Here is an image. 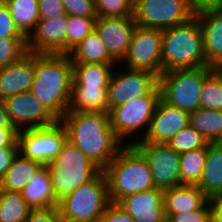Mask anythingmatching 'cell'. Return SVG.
<instances>
[{
    "mask_svg": "<svg viewBox=\"0 0 222 222\" xmlns=\"http://www.w3.org/2000/svg\"><path fill=\"white\" fill-rule=\"evenodd\" d=\"M60 121L67 139L102 170L124 145L110 125L109 113L68 111Z\"/></svg>",
    "mask_w": 222,
    "mask_h": 222,
    "instance_id": "cell-1",
    "label": "cell"
},
{
    "mask_svg": "<svg viewBox=\"0 0 222 222\" xmlns=\"http://www.w3.org/2000/svg\"><path fill=\"white\" fill-rule=\"evenodd\" d=\"M73 66L68 55L35 53V75L30 92L57 120L69 111Z\"/></svg>",
    "mask_w": 222,
    "mask_h": 222,
    "instance_id": "cell-2",
    "label": "cell"
},
{
    "mask_svg": "<svg viewBox=\"0 0 222 222\" xmlns=\"http://www.w3.org/2000/svg\"><path fill=\"white\" fill-rule=\"evenodd\" d=\"M162 73L175 69L208 67L202 29L196 15L162 30Z\"/></svg>",
    "mask_w": 222,
    "mask_h": 222,
    "instance_id": "cell-3",
    "label": "cell"
},
{
    "mask_svg": "<svg viewBox=\"0 0 222 222\" xmlns=\"http://www.w3.org/2000/svg\"><path fill=\"white\" fill-rule=\"evenodd\" d=\"M103 171L113 203L155 187L148 162L134 145L125 144Z\"/></svg>",
    "mask_w": 222,
    "mask_h": 222,
    "instance_id": "cell-4",
    "label": "cell"
},
{
    "mask_svg": "<svg viewBox=\"0 0 222 222\" xmlns=\"http://www.w3.org/2000/svg\"><path fill=\"white\" fill-rule=\"evenodd\" d=\"M56 201L93 180L101 171L87 155L66 139L62 150L46 165Z\"/></svg>",
    "mask_w": 222,
    "mask_h": 222,
    "instance_id": "cell-5",
    "label": "cell"
},
{
    "mask_svg": "<svg viewBox=\"0 0 222 222\" xmlns=\"http://www.w3.org/2000/svg\"><path fill=\"white\" fill-rule=\"evenodd\" d=\"M110 203L108 183L102 170L93 180L59 200L57 209L63 222H100Z\"/></svg>",
    "mask_w": 222,
    "mask_h": 222,
    "instance_id": "cell-6",
    "label": "cell"
},
{
    "mask_svg": "<svg viewBox=\"0 0 222 222\" xmlns=\"http://www.w3.org/2000/svg\"><path fill=\"white\" fill-rule=\"evenodd\" d=\"M210 71L211 67H201L162 73L159 77L160 98L188 113L199 109L203 81Z\"/></svg>",
    "mask_w": 222,
    "mask_h": 222,
    "instance_id": "cell-7",
    "label": "cell"
},
{
    "mask_svg": "<svg viewBox=\"0 0 222 222\" xmlns=\"http://www.w3.org/2000/svg\"><path fill=\"white\" fill-rule=\"evenodd\" d=\"M159 99L160 94L142 95L109 111L110 125L123 144L130 138V134L134 136L142 130L147 133Z\"/></svg>",
    "mask_w": 222,
    "mask_h": 222,
    "instance_id": "cell-8",
    "label": "cell"
},
{
    "mask_svg": "<svg viewBox=\"0 0 222 222\" xmlns=\"http://www.w3.org/2000/svg\"><path fill=\"white\" fill-rule=\"evenodd\" d=\"M67 131L61 121L43 128L18 131L19 152L43 166L51 162L62 150Z\"/></svg>",
    "mask_w": 222,
    "mask_h": 222,
    "instance_id": "cell-9",
    "label": "cell"
},
{
    "mask_svg": "<svg viewBox=\"0 0 222 222\" xmlns=\"http://www.w3.org/2000/svg\"><path fill=\"white\" fill-rule=\"evenodd\" d=\"M133 16L138 26L165 30L187 22L194 15L187 0H137Z\"/></svg>",
    "mask_w": 222,
    "mask_h": 222,
    "instance_id": "cell-10",
    "label": "cell"
},
{
    "mask_svg": "<svg viewBox=\"0 0 222 222\" xmlns=\"http://www.w3.org/2000/svg\"><path fill=\"white\" fill-rule=\"evenodd\" d=\"M161 55L162 30L137 25L127 54L118 66L127 64L125 68L149 71L160 77Z\"/></svg>",
    "mask_w": 222,
    "mask_h": 222,
    "instance_id": "cell-11",
    "label": "cell"
},
{
    "mask_svg": "<svg viewBox=\"0 0 222 222\" xmlns=\"http://www.w3.org/2000/svg\"><path fill=\"white\" fill-rule=\"evenodd\" d=\"M124 70L115 72L114 69L111 76L108 85L109 111L115 106L131 101L133 98L147 94H160L157 75L145 70L128 68H124Z\"/></svg>",
    "mask_w": 222,
    "mask_h": 222,
    "instance_id": "cell-12",
    "label": "cell"
},
{
    "mask_svg": "<svg viewBox=\"0 0 222 222\" xmlns=\"http://www.w3.org/2000/svg\"><path fill=\"white\" fill-rule=\"evenodd\" d=\"M133 145L147 160L155 187L164 190L181 186L180 154L163 143L137 141Z\"/></svg>",
    "mask_w": 222,
    "mask_h": 222,
    "instance_id": "cell-13",
    "label": "cell"
},
{
    "mask_svg": "<svg viewBox=\"0 0 222 222\" xmlns=\"http://www.w3.org/2000/svg\"><path fill=\"white\" fill-rule=\"evenodd\" d=\"M3 101L11 125L17 131L43 128L57 122L30 91L7 97Z\"/></svg>",
    "mask_w": 222,
    "mask_h": 222,
    "instance_id": "cell-14",
    "label": "cell"
},
{
    "mask_svg": "<svg viewBox=\"0 0 222 222\" xmlns=\"http://www.w3.org/2000/svg\"><path fill=\"white\" fill-rule=\"evenodd\" d=\"M69 15L40 19L27 38V51L37 54L67 55V25Z\"/></svg>",
    "mask_w": 222,
    "mask_h": 222,
    "instance_id": "cell-15",
    "label": "cell"
},
{
    "mask_svg": "<svg viewBox=\"0 0 222 222\" xmlns=\"http://www.w3.org/2000/svg\"><path fill=\"white\" fill-rule=\"evenodd\" d=\"M189 123L188 112L169 105L160 98L155 107L147 133L142 135V139H137L134 142L132 139L131 142H126V145H133L138 140L167 144L175 134L188 127Z\"/></svg>",
    "mask_w": 222,
    "mask_h": 222,
    "instance_id": "cell-16",
    "label": "cell"
},
{
    "mask_svg": "<svg viewBox=\"0 0 222 222\" xmlns=\"http://www.w3.org/2000/svg\"><path fill=\"white\" fill-rule=\"evenodd\" d=\"M136 27L134 16L98 17L95 20V30L118 64L127 54Z\"/></svg>",
    "mask_w": 222,
    "mask_h": 222,
    "instance_id": "cell-17",
    "label": "cell"
},
{
    "mask_svg": "<svg viewBox=\"0 0 222 222\" xmlns=\"http://www.w3.org/2000/svg\"><path fill=\"white\" fill-rule=\"evenodd\" d=\"M134 222H166L164 190L154 187L126 196L117 203Z\"/></svg>",
    "mask_w": 222,
    "mask_h": 222,
    "instance_id": "cell-18",
    "label": "cell"
},
{
    "mask_svg": "<svg viewBox=\"0 0 222 222\" xmlns=\"http://www.w3.org/2000/svg\"><path fill=\"white\" fill-rule=\"evenodd\" d=\"M35 75V53L27 52L19 60L0 69V99L30 91Z\"/></svg>",
    "mask_w": 222,
    "mask_h": 222,
    "instance_id": "cell-19",
    "label": "cell"
},
{
    "mask_svg": "<svg viewBox=\"0 0 222 222\" xmlns=\"http://www.w3.org/2000/svg\"><path fill=\"white\" fill-rule=\"evenodd\" d=\"M208 200L209 198L197 185H181L164 189L166 219L171 214L199 209Z\"/></svg>",
    "mask_w": 222,
    "mask_h": 222,
    "instance_id": "cell-20",
    "label": "cell"
},
{
    "mask_svg": "<svg viewBox=\"0 0 222 222\" xmlns=\"http://www.w3.org/2000/svg\"><path fill=\"white\" fill-rule=\"evenodd\" d=\"M199 19L208 67L222 60V10L206 11Z\"/></svg>",
    "mask_w": 222,
    "mask_h": 222,
    "instance_id": "cell-21",
    "label": "cell"
},
{
    "mask_svg": "<svg viewBox=\"0 0 222 222\" xmlns=\"http://www.w3.org/2000/svg\"><path fill=\"white\" fill-rule=\"evenodd\" d=\"M209 198L222 197V143H209L204 169L196 184Z\"/></svg>",
    "mask_w": 222,
    "mask_h": 222,
    "instance_id": "cell-22",
    "label": "cell"
},
{
    "mask_svg": "<svg viewBox=\"0 0 222 222\" xmlns=\"http://www.w3.org/2000/svg\"><path fill=\"white\" fill-rule=\"evenodd\" d=\"M42 167L41 163L25 158L18 152L9 169L0 179L1 189L21 193Z\"/></svg>",
    "mask_w": 222,
    "mask_h": 222,
    "instance_id": "cell-23",
    "label": "cell"
},
{
    "mask_svg": "<svg viewBox=\"0 0 222 222\" xmlns=\"http://www.w3.org/2000/svg\"><path fill=\"white\" fill-rule=\"evenodd\" d=\"M25 201L33 208L57 207L58 202L53 192L51 177L43 166L21 192Z\"/></svg>",
    "mask_w": 222,
    "mask_h": 222,
    "instance_id": "cell-24",
    "label": "cell"
},
{
    "mask_svg": "<svg viewBox=\"0 0 222 222\" xmlns=\"http://www.w3.org/2000/svg\"><path fill=\"white\" fill-rule=\"evenodd\" d=\"M68 56L72 63L118 65V63L110 56L106 45L103 43L100 35L95 29L75 48H73L68 53Z\"/></svg>",
    "mask_w": 222,
    "mask_h": 222,
    "instance_id": "cell-25",
    "label": "cell"
},
{
    "mask_svg": "<svg viewBox=\"0 0 222 222\" xmlns=\"http://www.w3.org/2000/svg\"><path fill=\"white\" fill-rule=\"evenodd\" d=\"M69 111L109 113L108 88L72 87Z\"/></svg>",
    "mask_w": 222,
    "mask_h": 222,
    "instance_id": "cell-26",
    "label": "cell"
},
{
    "mask_svg": "<svg viewBox=\"0 0 222 222\" xmlns=\"http://www.w3.org/2000/svg\"><path fill=\"white\" fill-rule=\"evenodd\" d=\"M72 87L108 88L115 65L100 63H72Z\"/></svg>",
    "mask_w": 222,
    "mask_h": 222,
    "instance_id": "cell-27",
    "label": "cell"
},
{
    "mask_svg": "<svg viewBox=\"0 0 222 222\" xmlns=\"http://www.w3.org/2000/svg\"><path fill=\"white\" fill-rule=\"evenodd\" d=\"M189 119L208 143H222V111L199 108L189 113Z\"/></svg>",
    "mask_w": 222,
    "mask_h": 222,
    "instance_id": "cell-28",
    "label": "cell"
},
{
    "mask_svg": "<svg viewBox=\"0 0 222 222\" xmlns=\"http://www.w3.org/2000/svg\"><path fill=\"white\" fill-rule=\"evenodd\" d=\"M15 26L28 38L40 20L38 0H6L4 2Z\"/></svg>",
    "mask_w": 222,
    "mask_h": 222,
    "instance_id": "cell-29",
    "label": "cell"
},
{
    "mask_svg": "<svg viewBox=\"0 0 222 222\" xmlns=\"http://www.w3.org/2000/svg\"><path fill=\"white\" fill-rule=\"evenodd\" d=\"M32 209L21 193L1 189L0 222H25Z\"/></svg>",
    "mask_w": 222,
    "mask_h": 222,
    "instance_id": "cell-30",
    "label": "cell"
},
{
    "mask_svg": "<svg viewBox=\"0 0 222 222\" xmlns=\"http://www.w3.org/2000/svg\"><path fill=\"white\" fill-rule=\"evenodd\" d=\"M207 146L180 154L181 185H196L202 175Z\"/></svg>",
    "mask_w": 222,
    "mask_h": 222,
    "instance_id": "cell-31",
    "label": "cell"
},
{
    "mask_svg": "<svg viewBox=\"0 0 222 222\" xmlns=\"http://www.w3.org/2000/svg\"><path fill=\"white\" fill-rule=\"evenodd\" d=\"M200 108L222 111V82L212 70L203 81Z\"/></svg>",
    "mask_w": 222,
    "mask_h": 222,
    "instance_id": "cell-32",
    "label": "cell"
},
{
    "mask_svg": "<svg viewBox=\"0 0 222 222\" xmlns=\"http://www.w3.org/2000/svg\"><path fill=\"white\" fill-rule=\"evenodd\" d=\"M178 154L206 147L208 141L190 125L175 134L167 143Z\"/></svg>",
    "mask_w": 222,
    "mask_h": 222,
    "instance_id": "cell-33",
    "label": "cell"
},
{
    "mask_svg": "<svg viewBox=\"0 0 222 222\" xmlns=\"http://www.w3.org/2000/svg\"><path fill=\"white\" fill-rule=\"evenodd\" d=\"M97 18H85L69 15L67 25V55L95 29Z\"/></svg>",
    "mask_w": 222,
    "mask_h": 222,
    "instance_id": "cell-34",
    "label": "cell"
},
{
    "mask_svg": "<svg viewBox=\"0 0 222 222\" xmlns=\"http://www.w3.org/2000/svg\"><path fill=\"white\" fill-rule=\"evenodd\" d=\"M27 52V38H0V69L16 62Z\"/></svg>",
    "mask_w": 222,
    "mask_h": 222,
    "instance_id": "cell-35",
    "label": "cell"
},
{
    "mask_svg": "<svg viewBox=\"0 0 222 222\" xmlns=\"http://www.w3.org/2000/svg\"><path fill=\"white\" fill-rule=\"evenodd\" d=\"M97 17H125L134 15L133 0H95Z\"/></svg>",
    "mask_w": 222,
    "mask_h": 222,
    "instance_id": "cell-36",
    "label": "cell"
},
{
    "mask_svg": "<svg viewBox=\"0 0 222 222\" xmlns=\"http://www.w3.org/2000/svg\"><path fill=\"white\" fill-rule=\"evenodd\" d=\"M167 222H211L210 199L199 209L171 214Z\"/></svg>",
    "mask_w": 222,
    "mask_h": 222,
    "instance_id": "cell-37",
    "label": "cell"
},
{
    "mask_svg": "<svg viewBox=\"0 0 222 222\" xmlns=\"http://www.w3.org/2000/svg\"><path fill=\"white\" fill-rule=\"evenodd\" d=\"M61 2L68 15L98 18L95 9V0H61Z\"/></svg>",
    "mask_w": 222,
    "mask_h": 222,
    "instance_id": "cell-38",
    "label": "cell"
},
{
    "mask_svg": "<svg viewBox=\"0 0 222 222\" xmlns=\"http://www.w3.org/2000/svg\"><path fill=\"white\" fill-rule=\"evenodd\" d=\"M0 38H26L15 26L7 5L0 3Z\"/></svg>",
    "mask_w": 222,
    "mask_h": 222,
    "instance_id": "cell-39",
    "label": "cell"
},
{
    "mask_svg": "<svg viewBox=\"0 0 222 222\" xmlns=\"http://www.w3.org/2000/svg\"><path fill=\"white\" fill-rule=\"evenodd\" d=\"M40 19L67 15L61 0H38Z\"/></svg>",
    "mask_w": 222,
    "mask_h": 222,
    "instance_id": "cell-40",
    "label": "cell"
},
{
    "mask_svg": "<svg viewBox=\"0 0 222 222\" xmlns=\"http://www.w3.org/2000/svg\"><path fill=\"white\" fill-rule=\"evenodd\" d=\"M25 222H63L57 207L32 209Z\"/></svg>",
    "mask_w": 222,
    "mask_h": 222,
    "instance_id": "cell-41",
    "label": "cell"
},
{
    "mask_svg": "<svg viewBox=\"0 0 222 222\" xmlns=\"http://www.w3.org/2000/svg\"><path fill=\"white\" fill-rule=\"evenodd\" d=\"M100 222H134V220L117 203L111 202L104 211Z\"/></svg>",
    "mask_w": 222,
    "mask_h": 222,
    "instance_id": "cell-42",
    "label": "cell"
},
{
    "mask_svg": "<svg viewBox=\"0 0 222 222\" xmlns=\"http://www.w3.org/2000/svg\"><path fill=\"white\" fill-rule=\"evenodd\" d=\"M193 15L206 11L222 10V0H187Z\"/></svg>",
    "mask_w": 222,
    "mask_h": 222,
    "instance_id": "cell-43",
    "label": "cell"
},
{
    "mask_svg": "<svg viewBox=\"0 0 222 222\" xmlns=\"http://www.w3.org/2000/svg\"><path fill=\"white\" fill-rule=\"evenodd\" d=\"M0 148H19L16 129H0Z\"/></svg>",
    "mask_w": 222,
    "mask_h": 222,
    "instance_id": "cell-44",
    "label": "cell"
},
{
    "mask_svg": "<svg viewBox=\"0 0 222 222\" xmlns=\"http://www.w3.org/2000/svg\"><path fill=\"white\" fill-rule=\"evenodd\" d=\"M19 152V148H0V179L9 169L12 160Z\"/></svg>",
    "mask_w": 222,
    "mask_h": 222,
    "instance_id": "cell-45",
    "label": "cell"
},
{
    "mask_svg": "<svg viewBox=\"0 0 222 222\" xmlns=\"http://www.w3.org/2000/svg\"><path fill=\"white\" fill-rule=\"evenodd\" d=\"M211 222H222V197L210 199Z\"/></svg>",
    "mask_w": 222,
    "mask_h": 222,
    "instance_id": "cell-46",
    "label": "cell"
},
{
    "mask_svg": "<svg viewBox=\"0 0 222 222\" xmlns=\"http://www.w3.org/2000/svg\"><path fill=\"white\" fill-rule=\"evenodd\" d=\"M0 129H15L8 118L4 101L0 99Z\"/></svg>",
    "mask_w": 222,
    "mask_h": 222,
    "instance_id": "cell-47",
    "label": "cell"
},
{
    "mask_svg": "<svg viewBox=\"0 0 222 222\" xmlns=\"http://www.w3.org/2000/svg\"><path fill=\"white\" fill-rule=\"evenodd\" d=\"M213 73L220 79L222 82V60L216 62L211 66Z\"/></svg>",
    "mask_w": 222,
    "mask_h": 222,
    "instance_id": "cell-48",
    "label": "cell"
}]
</instances>
